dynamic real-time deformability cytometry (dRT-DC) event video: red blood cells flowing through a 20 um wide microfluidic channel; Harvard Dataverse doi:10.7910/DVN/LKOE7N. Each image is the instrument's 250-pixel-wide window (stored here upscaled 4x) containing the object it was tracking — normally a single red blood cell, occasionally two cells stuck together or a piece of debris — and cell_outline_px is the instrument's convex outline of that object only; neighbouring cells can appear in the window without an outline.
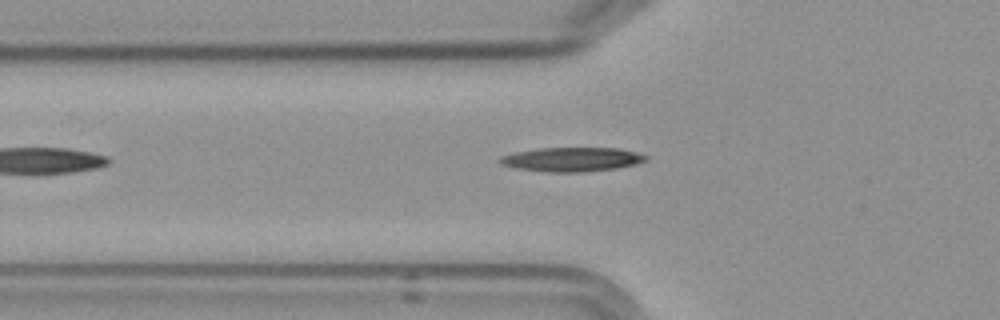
{"species": "Egyptian fruit bat (a non-hibernating species)", "species_latin": "Rousettus aegyptiacus", "temperature_condition": "cold", "stored_images_in_passage": 10, "camera_frame_rate_fps": 3000, "um_per_image_px": 0.085, "frame": {"image": 1, "passage_image": 5, "time_ms": 6.0, "image_size_px": [1000, 320], "cell_outline_px": [[648, 160], [636, 164], [616, 168], [584, 172], [544, 172], [516, 168], [500, 164], [496, 160], [500, 156], [512, 152], [540, 148], [620, 148], [636, 152], [648, 156]], "centroid_in_image_um": [48.57, 13.55], "position_along_channel_um": 77.2, "area_um2": 20.81}}
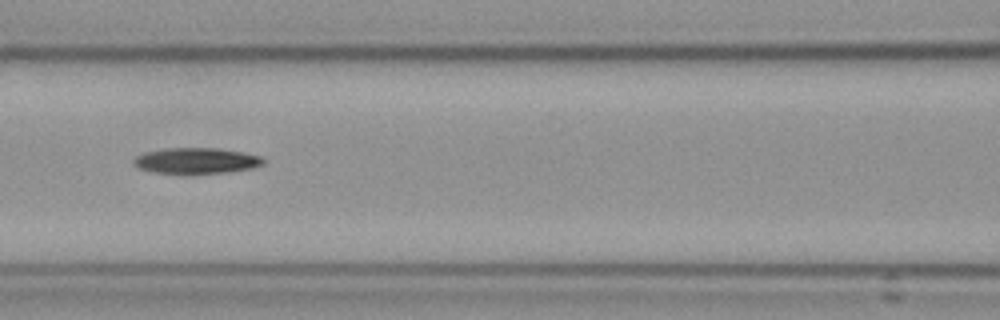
{"frame": {"image": 2, "passage_image": 7, "time_ms": 8.0, "image_size_px": [1000, 320], "cell_outline_px": [[264, 164], [252, 168], [224, 172], [152, 172], [140, 168], [132, 164], [132, 160], [136, 156], [144, 152], [168, 148], [216, 148], [240, 152], [260, 156], [264, 160]], "centroid_in_image_um": [16.65, 13.64], "position_along_channel_um": 150.0, "area_um2": 18.96}}
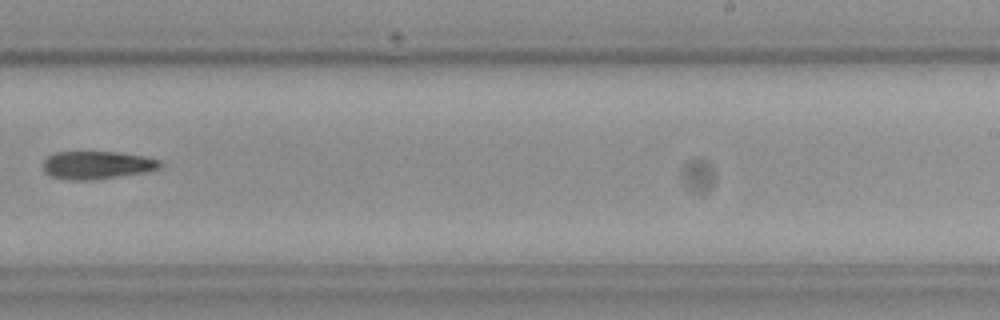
{"frame": {"image": 3, "passage_image": 10, "time_ms": 11.667, "image_size_px": [1000, 320], "cell_outline_px": [[164, 164], [160, 168], [148, 172], [88, 180], [76, 180], [52, 176], [44, 172], [44, 160], [52, 152], [116, 152], [144, 156], [160, 160]], "centroid_in_image_um": [8.28, 14.02], "position_along_channel_um": 280.7, "area_um2": 18.96}}